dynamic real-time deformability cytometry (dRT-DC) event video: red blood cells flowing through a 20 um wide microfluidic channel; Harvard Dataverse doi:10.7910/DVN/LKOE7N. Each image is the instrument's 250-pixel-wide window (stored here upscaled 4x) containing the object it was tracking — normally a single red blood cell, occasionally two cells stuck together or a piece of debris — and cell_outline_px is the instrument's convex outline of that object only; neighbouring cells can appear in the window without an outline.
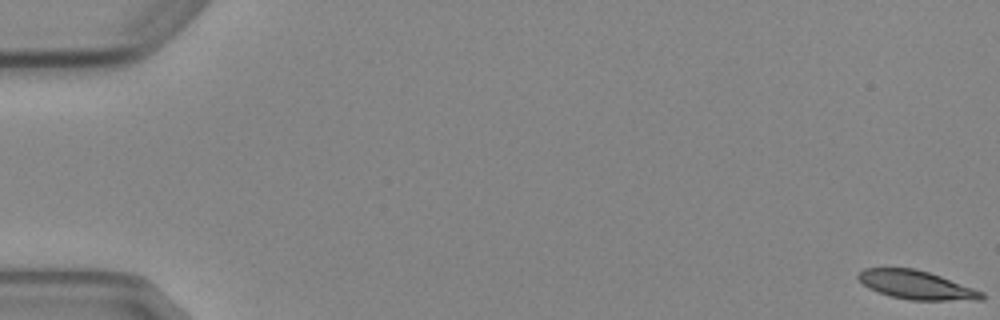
{"species": "Egyptian fruit bat (a non-hibernating species)", "species_latin": "Rousettus aegyptiacus", "temperature_condition": "cold", "stored_images_in_passage": 11, "camera_frame_rate_fps": 3000, "um_per_image_px": 0.085, "animal": {"sex": "female"}, "frame": {"image": 1, "passage_image": 1, "time_ms": 0.0, "image_size_px": [1000, 320], "cell_outline_px": [[984, 300], [908, 300], [888, 296], [868, 288], [856, 276], [864, 268], [912, 268], [928, 272], [940, 276], [984, 292]], "centroid_in_image_um": [77.88, 24.23], "position_along_channel_um": 7.1, "area_um2": 20.52}}